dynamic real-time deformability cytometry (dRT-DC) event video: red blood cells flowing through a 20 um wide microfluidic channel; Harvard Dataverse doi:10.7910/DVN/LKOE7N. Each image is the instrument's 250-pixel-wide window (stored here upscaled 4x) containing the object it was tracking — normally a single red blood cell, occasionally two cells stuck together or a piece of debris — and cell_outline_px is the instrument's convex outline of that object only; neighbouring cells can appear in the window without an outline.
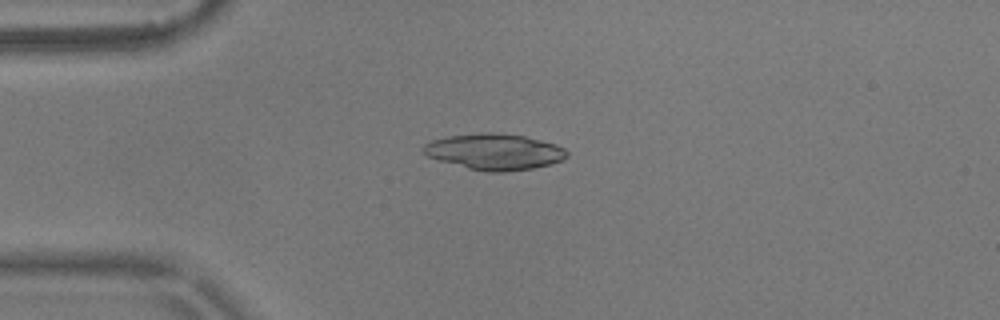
{"species": "common noctule bat (a hibernating species)", "species_latin": "Nyctalus noctula", "temperature_condition": "warm", "stored_images_in_passage": 8, "camera_frame_rate_fps": 3000, "um_per_image_px": 0.085, "animal": {"sex": "male", "body_mass_g": 17.9}, "frame": {"image": 1, "passage_image": 1, "time_ms": 0.0, "image_size_px": [1000, 320], "cell_outline_px": [[568, 156], [552, 164], [532, 168], [504, 172], [484, 172], [468, 168], [440, 160], [428, 156], [420, 148], [424, 144], [432, 140], [448, 136], [480, 132], [492, 132], [524, 136], [556, 144], [564, 148], [568, 152]], "centroid_in_image_um": [42.03, 12.89], "position_along_channel_um": 43.0, "area_um2": 30.11}}
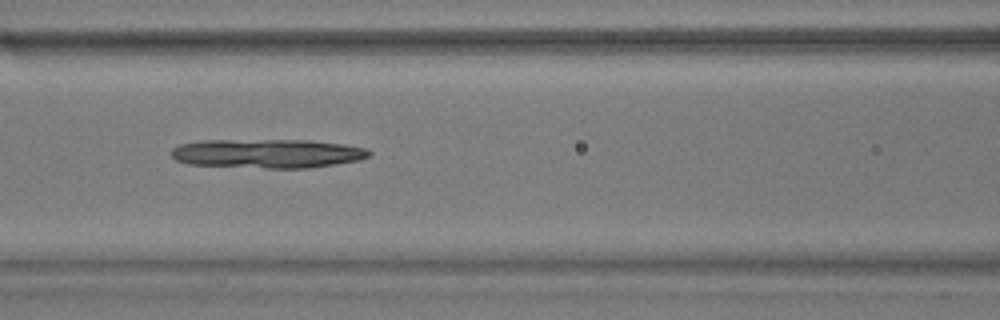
{"frame": {"image": 2, "passage_image": 4, "time_ms": 1.0, "image_size_px": [1000, 320], "cell_outline_px": [[372, 152], [368, 156], [360, 160], [312, 168], [264, 168], [188, 164], [176, 160], [172, 156], [172, 148], [180, 144], [200, 140], [308, 140], [344, 144], [368, 148]], "centroid_in_image_um": [22.76, 13.04], "position_along_channel_um": 143.8, "area_um2": 33.7}}
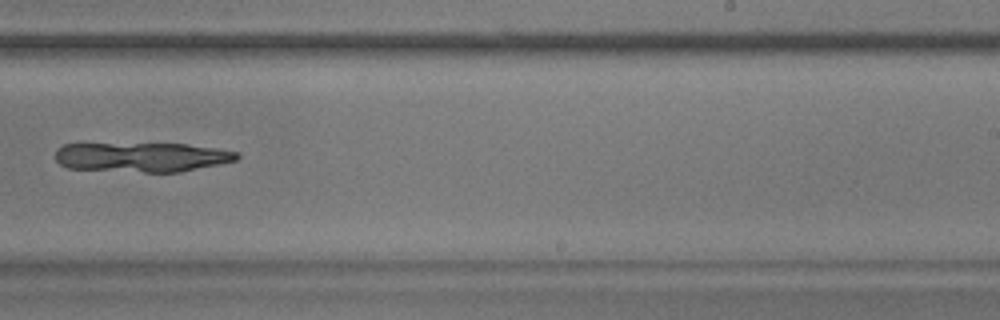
{"frame": {"image": 3, "passage_image": 7, "time_ms": 2.0, "image_size_px": [1000, 320], "cell_outline_px": [[240, 156], [236, 160], [180, 172], [144, 172], [68, 168], [60, 164], [56, 160], [56, 148], [64, 144], [84, 140], [184, 144], [212, 148], [236, 152]], "centroid_in_image_um": [11.87, 13.29], "position_along_channel_um": 277.1, "area_um2": 32.54}}